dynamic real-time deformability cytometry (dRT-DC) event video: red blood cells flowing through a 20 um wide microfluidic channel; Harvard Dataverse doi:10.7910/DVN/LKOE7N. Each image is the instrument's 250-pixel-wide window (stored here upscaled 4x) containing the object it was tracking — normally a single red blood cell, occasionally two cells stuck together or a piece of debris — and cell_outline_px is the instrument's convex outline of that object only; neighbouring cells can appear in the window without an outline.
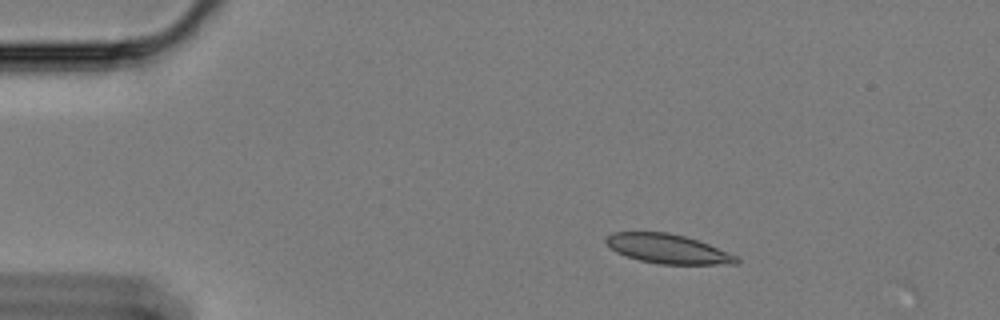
{"species": "Egyptian fruit bat (a non-hibernating species)", "species_latin": "Rousettus aegyptiacus", "temperature_condition": "cold", "stored_images_in_passage": 2, "camera_frame_rate_fps": 3000, "um_per_image_px": 0.085, "animal": {"sex": "female"}, "frame": {"image": 1, "passage_image": 1, "time_ms": 0.0, "image_size_px": [1000, 320], "cell_outline_px": [[740, 264], [660, 264], [640, 260], [616, 252], [604, 240], [604, 236], [612, 232], [668, 232], [700, 240], [736, 256], [740, 260]], "centroid_in_image_um": [56.76, 21.14], "position_along_channel_um": 28.2, "area_um2": 22.25}}